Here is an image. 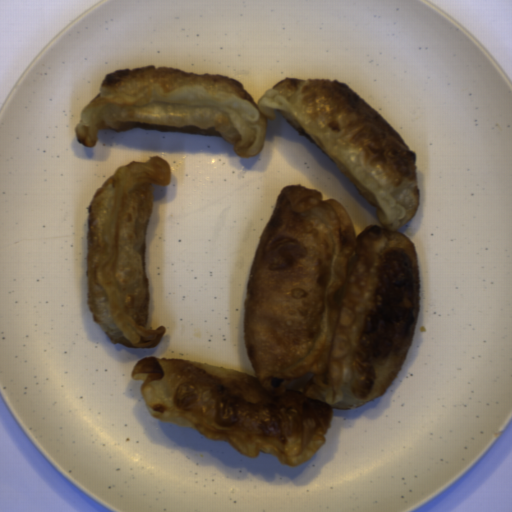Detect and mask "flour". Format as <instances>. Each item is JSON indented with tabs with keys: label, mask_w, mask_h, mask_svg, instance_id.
Returning a JSON list of instances; mask_svg holds the SVG:
<instances>
[{
	"label": "flour",
	"mask_w": 512,
	"mask_h": 512,
	"mask_svg": "<svg viewBox=\"0 0 512 512\" xmlns=\"http://www.w3.org/2000/svg\"><path fill=\"white\" fill-rule=\"evenodd\" d=\"M278 111L321 150L382 226L356 235L346 208L286 185L257 245L243 330L254 374L145 356L133 370L149 415L286 466L324 444L334 410L383 394L410 351L421 303L416 248L399 229L420 203L417 156L358 93L331 78H285L257 101L239 80L173 66L105 76L80 113L78 140L130 128L220 136L244 158L264 148Z\"/></svg>",
	"instance_id": "c2a2500e"
},
{
	"label": "flour",
	"mask_w": 512,
	"mask_h": 512,
	"mask_svg": "<svg viewBox=\"0 0 512 512\" xmlns=\"http://www.w3.org/2000/svg\"><path fill=\"white\" fill-rule=\"evenodd\" d=\"M172 182L170 164L158 156L114 171L87 211V302L94 322L113 344L157 347L166 327L148 328L150 300L145 244L154 187Z\"/></svg>",
	"instance_id": "a7fe0414"
}]
</instances>
